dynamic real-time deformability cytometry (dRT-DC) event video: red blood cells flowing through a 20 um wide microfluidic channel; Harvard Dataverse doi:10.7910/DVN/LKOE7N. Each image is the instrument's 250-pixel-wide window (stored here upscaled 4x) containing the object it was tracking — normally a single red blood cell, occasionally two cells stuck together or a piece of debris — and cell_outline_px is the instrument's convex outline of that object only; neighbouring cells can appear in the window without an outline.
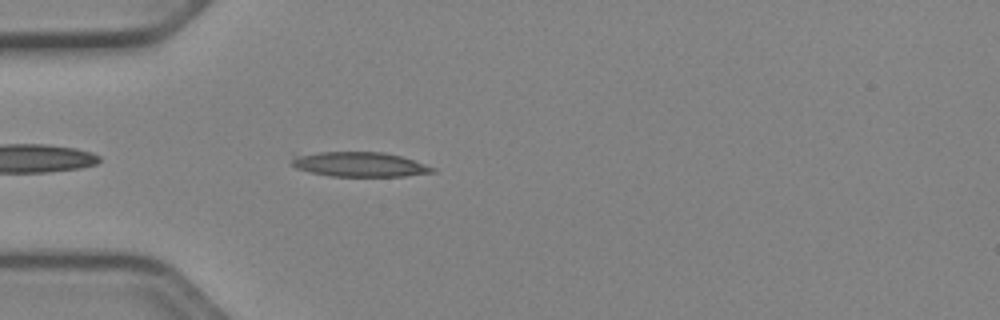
{"species": "Egyptian fruit bat (a non-hibernating species)", "species_latin": "Rousettus aegyptiacus", "temperature_condition": "cold", "stored_images_in_passage": 29, "camera_frame_rate_fps": 3000, "um_per_image_px": 0.085, "animal": {"sex": "female"}, "frame": {"image": 1, "passage_image": 2, "time_ms": 0.333, "image_size_px": [1000, 320], "cell_outline_px": [[436, 172], [404, 176], [332, 176], [308, 172], [296, 168], [288, 164], [292, 152], [384, 152], [400, 156], [436, 168]], "centroid_in_image_um": [30.4, 13.95], "position_along_channel_um": 54.6, "area_um2": 20.75}}
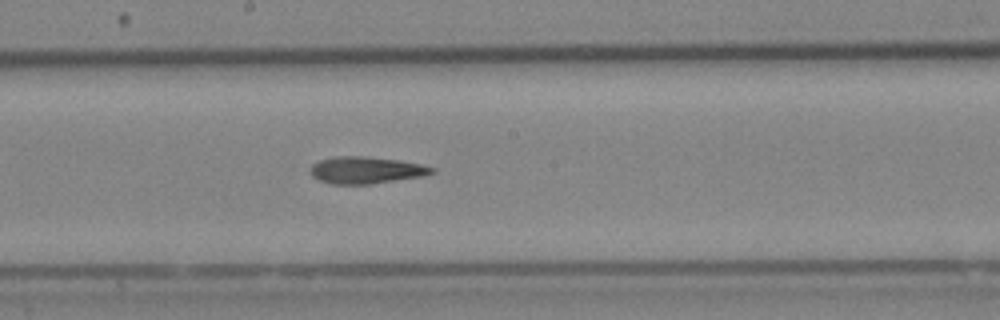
{"frame": {"image": 2, "passage_image": 15, "time_ms": 4.667, "image_size_px": [1000, 320], "cell_outline_px": [[436, 172], [424, 176], [368, 184], [332, 184], [320, 180], [312, 176], [308, 172], [312, 164], [320, 160], [332, 156], [364, 156], [400, 160], [420, 164], [436, 168]], "centroid_in_image_um": [31.1, 14.45], "position_along_channel_um": 217.1, "area_um2": 19.19}}
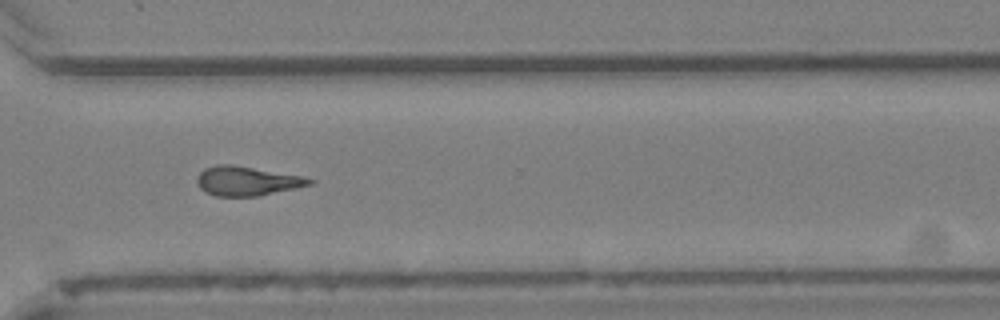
{"frame": {"image": 3, "passage_image": 25, "time_ms": 8.0, "image_size_px": [1000, 320], "cell_outline_px": [[316, 180], [312, 184], [256, 196], [216, 196], [204, 192], [200, 188], [196, 180], [196, 176], [204, 168], [216, 164], [232, 164], [300, 176]], "centroid_in_image_um": [20.91, 15.38], "position_along_channel_um": 349.7, "area_um2": 19.02}, "authors_computed_cell_mechanics": {"area_um2": 19.4208, "velocity_mm_per_s": 3.9725, "shape_relaxation_time_tau1_ms": 8.0316, "shape_relaxation_time_tau2_ms": 5.8729, "deformation_change_tau1": 0.1961, "deformation_change_tau2": 0.1688}}